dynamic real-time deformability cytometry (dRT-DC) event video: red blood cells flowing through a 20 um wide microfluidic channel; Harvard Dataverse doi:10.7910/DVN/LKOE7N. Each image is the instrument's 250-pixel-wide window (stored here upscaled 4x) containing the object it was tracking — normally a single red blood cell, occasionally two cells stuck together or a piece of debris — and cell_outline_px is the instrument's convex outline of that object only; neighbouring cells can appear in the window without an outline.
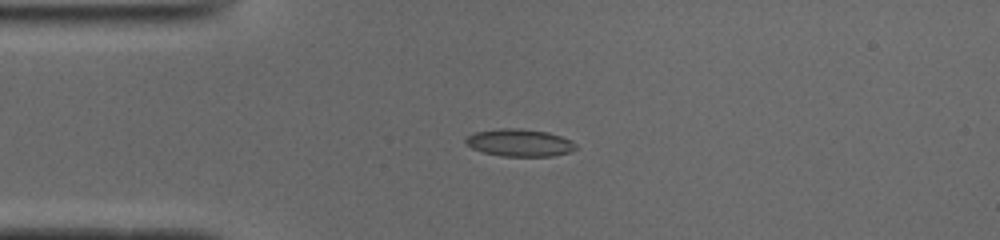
{"species": "common noctule bat (a hibernating species)", "species_latin": "Nyctalus noctula", "temperature_condition": "cold", "stored_images_in_passage": 40, "camera_frame_rate_fps": 3000, "um_per_image_px": 0.085, "animal": {"sex": "male", "body_mass_g": 19.0, "forearm_length_mm": 50.8}, "frame": {"image": 1, "passage_image": 1, "time_ms": 0.0, "image_size_px": [1000, 240], "cell_outline_px": [[576, 148], [568, 152], [552, 156], [500, 156], [484, 152], [472, 148], [464, 140], [472, 132], [500, 128], [520, 128], [548, 132], [572, 140], [576, 144]], "centroid_in_image_um": [44.15, 12.12], "position_along_channel_um": 40.8, "area_um2": 17.57}}
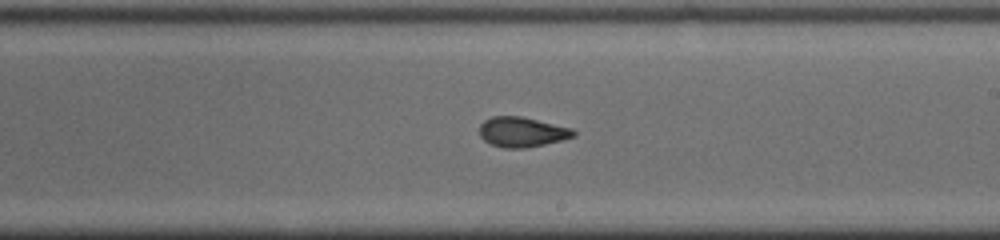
{"frame": {"image": 2, "passage_image": 18, "time_ms": 5.667, "image_size_px": [1000, 240], "cell_outline_px": [[576, 136], [544, 144], [524, 148], [504, 148], [492, 144], [484, 140], [480, 136], [480, 124], [484, 120], [492, 116], [520, 116], [572, 128], [576, 132]], "centroid_in_image_um": [44.36, 11.21], "position_along_channel_um": 244.6, "area_um2": 16.3}}
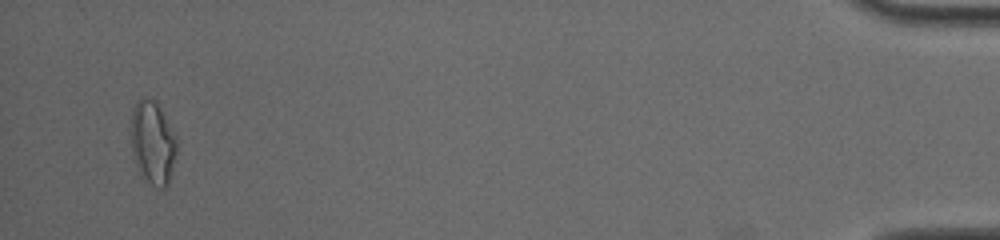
{"frame": {"image": 3, "passage_image": 38, "time_ms": 12.333, "image_size_px": [1000, 240], "cell_outline_px": [[176, 152], [168, 184], [164, 188], [160, 188], [152, 184], [136, 168], [132, 152], [132, 108], [136, 100], [144, 96], [156, 100], [176, 136]], "centroid_in_image_um": [12.97, 12.07], "position_along_channel_um": 422.2, "area_um2": 22.02}, "authors_computed_cell_mechanics": {"area_um2": 16.7909, "velocity_mm_per_s": 3.9384, "shape_relaxation_time_tau1_ms": 5.7532, "shape_relaxation_time_tau2_ms": 1.7303, "deformation_change_tau1": 0.173, "deformation_change_tau2": 0.0752}}